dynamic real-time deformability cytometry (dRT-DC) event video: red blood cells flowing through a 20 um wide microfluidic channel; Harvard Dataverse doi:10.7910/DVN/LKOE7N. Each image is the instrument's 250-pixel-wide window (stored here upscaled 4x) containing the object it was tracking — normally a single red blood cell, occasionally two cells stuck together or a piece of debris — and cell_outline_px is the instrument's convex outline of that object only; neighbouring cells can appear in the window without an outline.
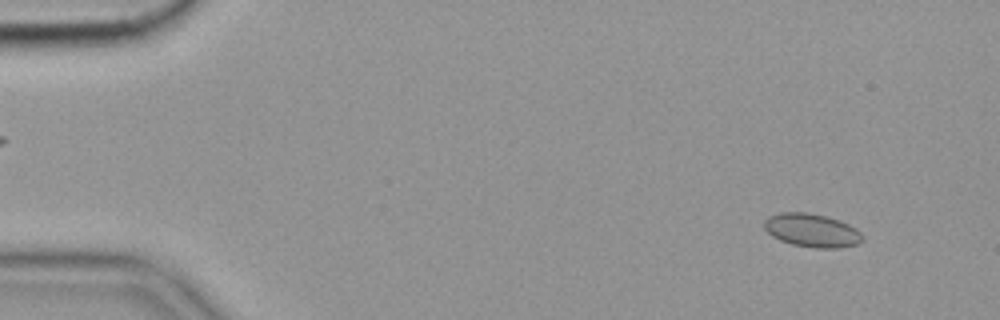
{"species": "common noctule bat (a hibernating species)", "species_latin": "Nyctalus noctula", "temperature_condition": "cold", "stored_images_in_passage": 57, "camera_frame_rate_fps": 3000, "um_per_image_px": 0.085, "animal": {"sex": "female", "body_mass_g": 19.9}, "frame": {"image": 1, "passage_image": 5, "time_ms": 1.333, "image_size_px": [1000, 320], "cell_outline_px": [[864, 240], [856, 244], [836, 248], [816, 248], [792, 244], [780, 240], [772, 236], [764, 228], [764, 220], [768, 216], [780, 212], [808, 212], [840, 220], [856, 228], [864, 236]], "centroid_in_image_um": [69.0, 19.57], "position_along_channel_um": 16.0, "area_um2": 19.19}}
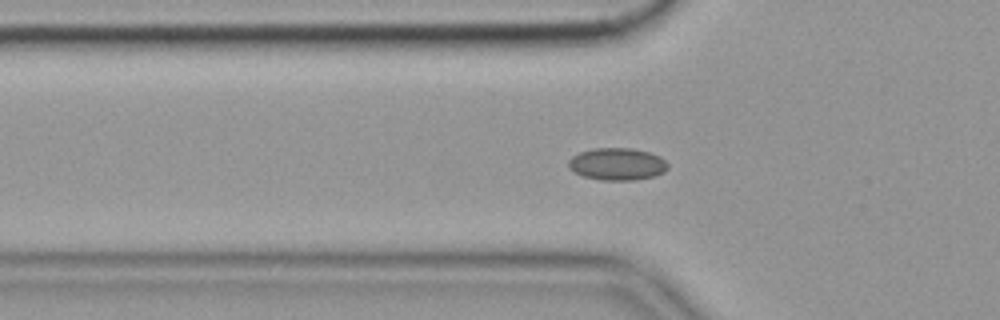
{"frame": {"image": 2, "passage_image": 19, "time_ms": 6.0, "image_size_px": [1000, 320], "cell_outline_px": [[668, 168], [664, 172], [656, 176], [636, 180], [600, 180], [584, 176], [568, 168], [568, 160], [572, 156], [580, 152], [592, 148], [632, 148], [648, 152], [660, 156], [668, 164]], "centroid_in_image_um": [52.47, 13.94], "position_along_channel_um": 73.3, "area_um2": 18.79}}
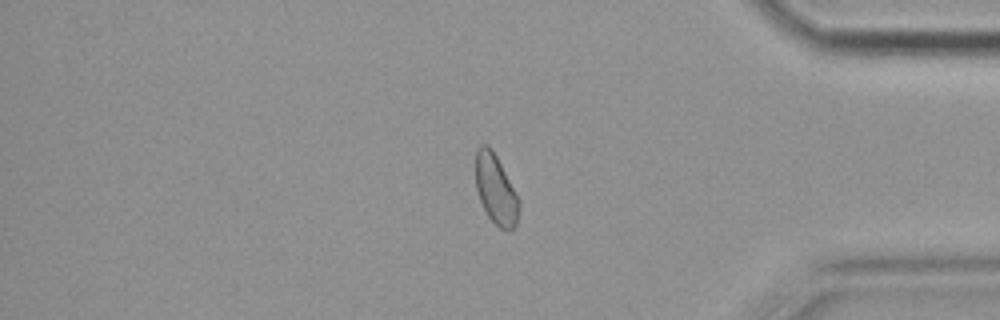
{"frame": {"image": 3, "passage_image": 48, "time_ms": 15.667, "image_size_px": [1000, 320], "cell_outline_px": [[520, 204], [516, 224], [508, 232], [500, 228], [488, 216], [480, 200], [476, 188], [476, 152], [480, 144], [488, 144], [492, 148], [520, 200]], "centroid_in_image_um": [42.14, 16.1], "position_along_channel_um": 393.1, "area_um2": 17.51}, "authors_computed_cell_mechanics": {"area_um2": 17.918, "velocity_mm_per_s": 3.54, "shape_relaxation_time_tau1_ms": null, "shape_relaxation_time_tau2_ms": 2.9301, "deformation_change_tau1": null, "deformation_change_tau2": 0.0685}}